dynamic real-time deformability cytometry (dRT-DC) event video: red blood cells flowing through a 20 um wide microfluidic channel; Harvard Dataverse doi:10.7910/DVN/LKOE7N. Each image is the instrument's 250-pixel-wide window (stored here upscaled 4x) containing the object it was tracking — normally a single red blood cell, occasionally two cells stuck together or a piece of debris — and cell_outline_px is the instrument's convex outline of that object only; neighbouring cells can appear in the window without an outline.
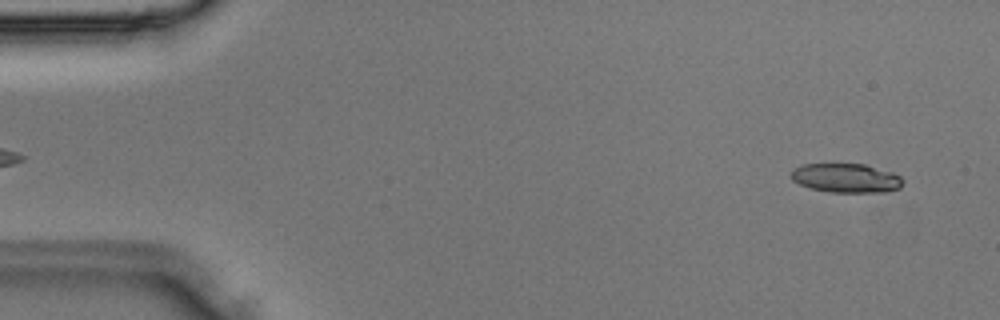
{"species": "Egyptian fruit bat (a non-hibernating species)", "species_latin": "Rousettus aegyptiacus", "temperature_condition": "room temperature", "stored_images_in_passage": 3, "camera_frame_rate_fps": 3000, "um_per_image_px": 0.085, "animal": {"sex": "male"}, "frame": {"image": 1, "passage_image": 3, "time_ms": 0.667, "image_size_px": [1000, 320], "cell_outline_px": [[904, 180], [900, 188], [884, 192], [832, 192], [812, 188], [800, 184], [792, 180], [792, 168], [804, 164], [864, 164], [892, 172], [900, 176]], "centroid_in_image_um": [71.94, 15.13], "position_along_channel_um": 13.1, "area_um2": 18.84}}